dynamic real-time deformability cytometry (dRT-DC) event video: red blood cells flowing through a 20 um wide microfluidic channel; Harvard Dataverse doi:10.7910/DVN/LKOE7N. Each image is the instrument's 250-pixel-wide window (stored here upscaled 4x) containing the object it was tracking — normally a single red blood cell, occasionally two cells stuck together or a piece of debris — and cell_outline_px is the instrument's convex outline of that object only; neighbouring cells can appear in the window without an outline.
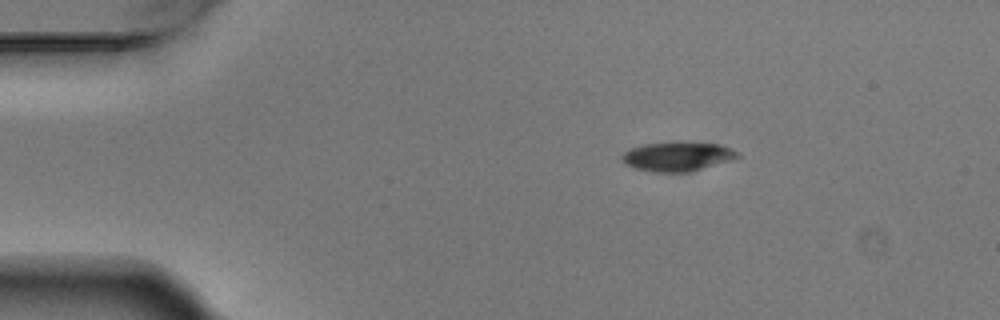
{"species": "Egyptian fruit bat (a non-hibernating species)", "species_latin": "Rousettus aegyptiacus", "temperature_condition": "warm", "stored_images_in_passage": 3, "camera_frame_rate_fps": 3000, "um_per_image_px": 0.085, "animal": {"sex": "male"}, "frame": {"image": 1, "passage_image": 1, "time_ms": 0.0, "image_size_px": [1000, 320], "cell_outline_px": [[740, 156], [728, 160], [688, 172], [656, 172], [636, 168], [624, 164], [620, 156], [624, 152], [632, 148], [644, 144], [680, 140], [720, 144], [732, 148]], "centroid_in_image_um": [57.55, 13.26], "position_along_channel_um": 27.5, "area_um2": 19.83}}